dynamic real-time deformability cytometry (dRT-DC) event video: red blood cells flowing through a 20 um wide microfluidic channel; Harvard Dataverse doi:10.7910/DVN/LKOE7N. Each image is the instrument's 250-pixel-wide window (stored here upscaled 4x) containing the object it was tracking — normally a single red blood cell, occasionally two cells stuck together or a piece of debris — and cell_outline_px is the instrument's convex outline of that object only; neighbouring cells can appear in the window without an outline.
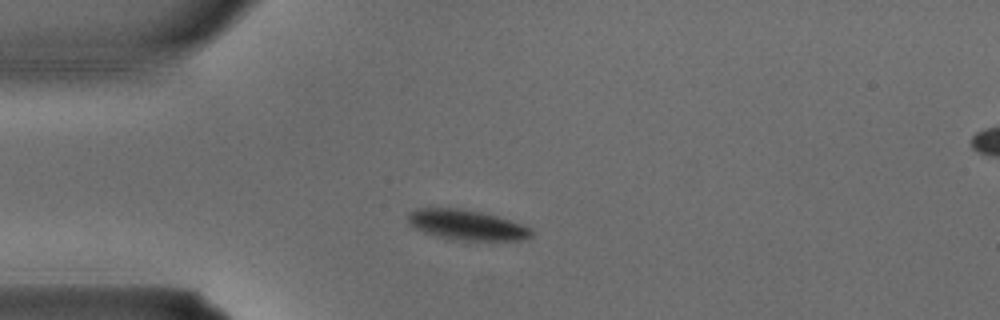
{"species": "common noctule bat (a hibernating species)", "species_latin": "Nyctalus noctula", "temperature_condition": "warm", "stored_images_in_passage": 1, "camera_frame_rate_fps": 3000, "um_per_image_px": 0.085, "animal": {"sex": "male", "body_mass_g": 15.6}, "frame": {"image": 1, "passage_image": 1, "time_ms": 0.0, "image_size_px": [1000, 320], "cell_outline_px": [[532, 236], [524, 240], [456, 240], [436, 236], [424, 232], [408, 224], [408, 212], [416, 208], [460, 208], [480, 212], [496, 216], [520, 224], [528, 228], [532, 232]], "centroid_in_image_um": [39.61, 19.12], "position_along_channel_um": 45.4, "area_um2": 21.5}}